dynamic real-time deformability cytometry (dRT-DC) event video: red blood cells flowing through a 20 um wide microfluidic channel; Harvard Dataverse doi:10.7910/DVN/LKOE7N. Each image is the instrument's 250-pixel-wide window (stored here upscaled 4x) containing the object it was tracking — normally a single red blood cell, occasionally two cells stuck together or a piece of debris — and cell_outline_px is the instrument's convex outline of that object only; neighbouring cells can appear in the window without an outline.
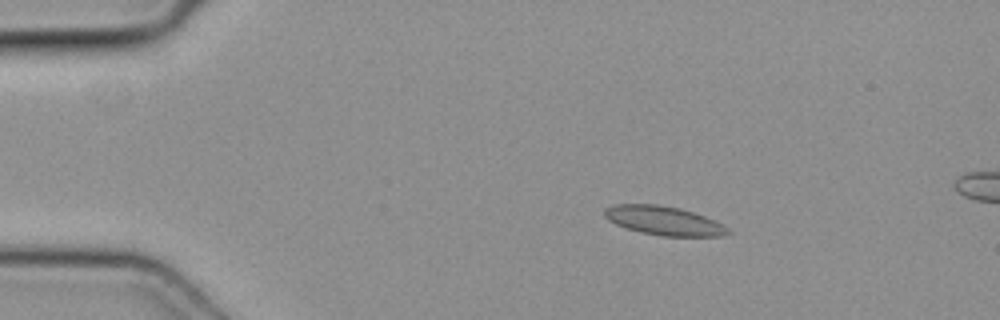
{"species": "common noctule bat (a hibernating species)", "species_latin": "Nyctalus noctula", "temperature_condition": "cold", "stored_images_in_passage": 15, "camera_frame_rate_fps": 3000, "um_per_image_px": 0.085, "animal": {"sex": "female", "body_mass_g": 19.3, "forearm_length_mm": 54.1}, "frame": {"image": 1, "passage_image": 9, "time_ms": 2.667, "image_size_px": [1000, 320], "cell_outline_px": [[732, 232], [724, 236], [660, 236], [640, 232], [616, 224], [608, 220], [604, 216], [604, 208], [616, 204], [656, 204], [680, 208], [704, 216], [724, 224]], "centroid_in_image_um": [56.44, 18.76], "position_along_channel_um": 28.6, "area_um2": 20.87}}